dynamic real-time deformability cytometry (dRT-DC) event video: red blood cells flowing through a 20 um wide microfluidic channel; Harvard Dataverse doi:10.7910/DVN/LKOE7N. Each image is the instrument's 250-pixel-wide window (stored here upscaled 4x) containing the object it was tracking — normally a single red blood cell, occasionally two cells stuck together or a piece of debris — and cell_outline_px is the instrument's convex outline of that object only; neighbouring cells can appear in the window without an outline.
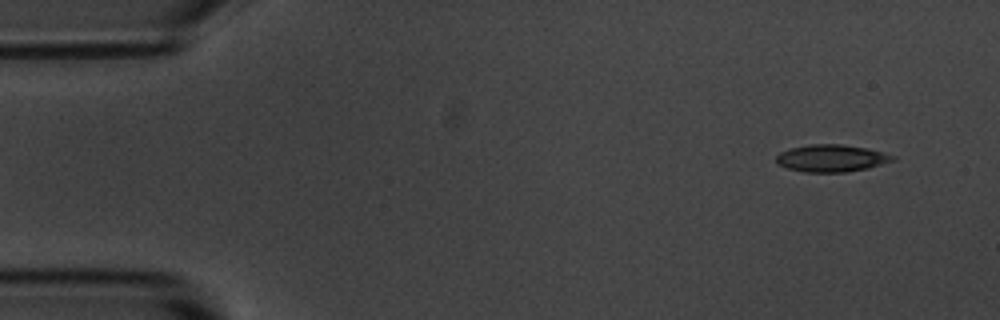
{"species": "common noctule bat (a hibernating species)", "species_latin": "Nyctalus noctula", "temperature_condition": "room temperature", "stored_images_in_passage": 4, "camera_frame_rate_fps": 3000, "um_per_image_px": 0.085, "animal": {"sex": "male", "body_mass_g": 20.1, "forearm_length_mm": 53.5}, "frame": {"image": 1, "passage_image": 1, "time_ms": 0.0, "image_size_px": [1000, 320], "cell_outline_px": [[896, 160], [868, 168], [844, 172], [804, 172], [788, 168], [776, 164], [776, 156], [780, 152], [788, 148], [812, 144], [840, 144], [868, 148], [884, 152], [896, 156]], "centroid_in_image_um": [70.68, 13.44], "position_along_channel_um": 14.3, "area_um2": 18.61}}
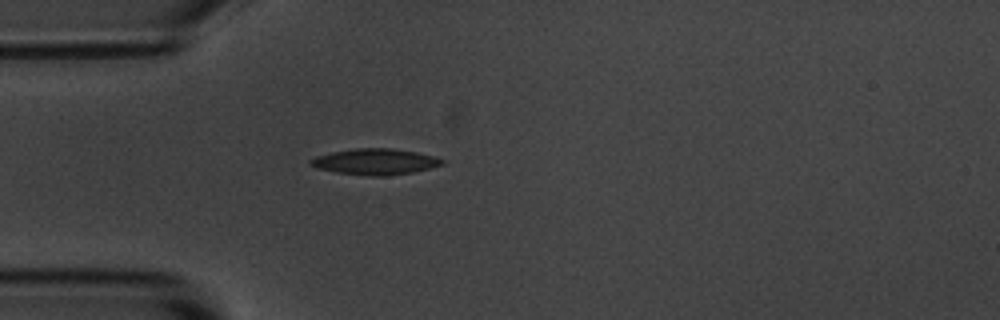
{"frame": {"image": 2, "passage_image": 4, "time_ms": 3.667, "image_size_px": [1000, 320], "cell_outline_px": [[444, 164], [412, 172], [384, 176], [372, 176], [336, 172], [316, 168], [308, 164], [308, 160], [316, 156], [332, 152], [356, 148], [392, 148], [416, 152], [432, 156], [444, 160]], "centroid_in_image_um": [31.84, 13.74], "position_along_channel_um": 53.2, "area_um2": 19.77}}